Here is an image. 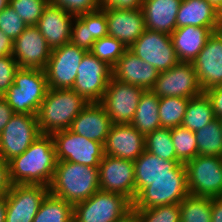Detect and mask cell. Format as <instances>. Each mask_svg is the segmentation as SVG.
I'll use <instances>...</instances> for the list:
<instances>
[{
  "mask_svg": "<svg viewBox=\"0 0 222 222\" xmlns=\"http://www.w3.org/2000/svg\"><path fill=\"white\" fill-rule=\"evenodd\" d=\"M56 163L52 135L41 134L25 152L9 161L12 183L49 187Z\"/></svg>",
  "mask_w": 222,
  "mask_h": 222,
  "instance_id": "cell-1",
  "label": "cell"
},
{
  "mask_svg": "<svg viewBox=\"0 0 222 222\" xmlns=\"http://www.w3.org/2000/svg\"><path fill=\"white\" fill-rule=\"evenodd\" d=\"M99 169L68 161H57L49 193L75 205L99 190Z\"/></svg>",
  "mask_w": 222,
  "mask_h": 222,
  "instance_id": "cell-2",
  "label": "cell"
},
{
  "mask_svg": "<svg viewBox=\"0 0 222 222\" xmlns=\"http://www.w3.org/2000/svg\"><path fill=\"white\" fill-rule=\"evenodd\" d=\"M88 104L72 89H48L37 113L41 134L52 135L69 129L73 120Z\"/></svg>",
  "mask_w": 222,
  "mask_h": 222,
  "instance_id": "cell-3",
  "label": "cell"
},
{
  "mask_svg": "<svg viewBox=\"0 0 222 222\" xmlns=\"http://www.w3.org/2000/svg\"><path fill=\"white\" fill-rule=\"evenodd\" d=\"M48 89L45 70L19 68L2 97L14 113L37 115Z\"/></svg>",
  "mask_w": 222,
  "mask_h": 222,
  "instance_id": "cell-4",
  "label": "cell"
},
{
  "mask_svg": "<svg viewBox=\"0 0 222 222\" xmlns=\"http://www.w3.org/2000/svg\"><path fill=\"white\" fill-rule=\"evenodd\" d=\"M132 211V202L118 193L98 190L74 205L73 222H117Z\"/></svg>",
  "mask_w": 222,
  "mask_h": 222,
  "instance_id": "cell-5",
  "label": "cell"
},
{
  "mask_svg": "<svg viewBox=\"0 0 222 222\" xmlns=\"http://www.w3.org/2000/svg\"><path fill=\"white\" fill-rule=\"evenodd\" d=\"M188 195L187 173L184 166L175 176H161L143 188L132 201V209L180 204Z\"/></svg>",
  "mask_w": 222,
  "mask_h": 222,
  "instance_id": "cell-6",
  "label": "cell"
},
{
  "mask_svg": "<svg viewBox=\"0 0 222 222\" xmlns=\"http://www.w3.org/2000/svg\"><path fill=\"white\" fill-rule=\"evenodd\" d=\"M185 167L189 194L222 197V157L197 155Z\"/></svg>",
  "mask_w": 222,
  "mask_h": 222,
  "instance_id": "cell-7",
  "label": "cell"
},
{
  "mask_svg": "<svg viewBox=\"0 0 222 222\" xmlns=\"http://www.w3.org/2000/svg\"><path fill=\"white\" fill-rule=\"evenodd\" d=\"M57 161H68L99 168L104 146L66 129L52 134Z\"/></svg>",
  "mask_w": 222,
  "mask_h": 222,
  "instance_id": "cell-8",
  "label": "cell"
},
{
  "mask_svg": "<svg viewBox=\"0 0 222 222\" xmlns=\"http://www.w3.org/2000/svg\"><path fill=\"white\" fill-rule=\"evenodd\" d=\"M41 135L37 115L15 113L0 133V158L9 162Z\"/></svg>",
  "mask_w": 222,
  "mask_h": 222,
  "instance_id": "cell-9",
  "label": "cell"
},
{
  "mask_svg": "<svg viewBox=\"0 0 222 222\" xmlns=\"http://www.w3.org/2000/svg\"><path fill=\"white\" fill-rule=\"evenodd\" d=\"M72 90L89 103H100L112 78V67L87 51L78 67Z\"/></svg>",
  "mask_w": 222,
  "mask_h": 222,
  "instance_id": "cell-10",
  "label": "cell"
},
{
  "mask_svg": "<svg viewBox=\"0 0 222 222\" xmlns=\"http://www.w3.org/2000/svg\"><path fill=\"white\" fill-rule=\"evenodd\" d=\"M145 89L111 78L100 101L112 124H130Z\"/></svg>",
  "mask_w": 222,
  "mask_h": 222,
  "instance_id": "cell-11",
  "label": "cell"
},
{
  "mask_svg": "<svg viewBox=\"0 0 222 222\" xmlns=\"http://www.w3.org/2000/svg\"><path fill=\"white\" fill-rule=\"evenodd\" d=\"M86 52L70 42L53 49L45 68L48 88L71 89Z\"/></svg>",
  "mask_w": 222,
  "mask_h": 222,
  "instance_id": "cell-12",
  "label": "cell"
},
{
  "mask_svg": "<svg viewBox=\"0 0 222 222\" xmlns=\"http://www.w3.org/2000/svg\"><path fill=\"white\" fill-rule=\"evenodd\" d=\"M129 49L159 72L169 70L179 62L171 36L166 33L145 29Z\"/></svg>",
  "mask_w": 222,
  "mask_h": 222,
  "instance_id": "cell-13",
  "label": "cell"
},
{
  "mask_svg": "<svg viewBox=\"0 0 222 222\" xmlns=\"http://www.w3.org/2000/svg\"><path fill=\"white\" fill-rule=\"evenodd\" d=\"M151 90L159 97L192 98L200 95V84L192 63L178 62L172 68L161 71Z\"/></svg>",
  "mask_w": 222,
  "mask_h": 222,
  "instance_id": "cell-14",
  "label": "cell"
},
{
  "mask_svg": "<svg viewBox=\"0 0 222 222\" xmlns=\"http://www.w3.org/2000/svg\"><path fill=\"white\" fill-rule=\"evenodd\" d=\"M99 188L135 199V169L131 160L104 154L99 165Z\"/></svg>",
  "mask_w": 222,
  "mask_h": 222,
  "instance_id": "cell-15",
  "label": "cell"
},
{
  "mask_svg": "<svg viewBox=\"0 0 222 222\" xmlns=\"http://www.w3.org/2000/svg\"><path fill=\"white\" fill-rule=\"evenodd\" d=\"M48 193L45 185L13 184L6 194L5 222H32Z\"/></svg>",
  "mask_w": 222,
  "mask_h": 222,
  "instance_id": "cell-16",
  "label": "cell"
},
{
  "mask_svg": "<svg viewBox=\"0 0 222 222\" xmlns=\"http://www.w3.org/2000/svg\"><path fill=\"white\" fill-rule=\"evenodd\" d=\"M52 49L36 26H28L13 41L12 56L20 68L45 70Z\"/></svg>",
  "mask_w": 222,
  "mask_h": 222,
  "instance_id": "cell-17",
  "label": "cell"
},
{
  "mask_svg": "<svg viewBox=\"0 0 222 222\" xmlns=\"http://www.w3.org/2000/svg\"><path fill=\"white\" fill-rule=\"evenodd\" d=\"M192 65L203 92L222 85V33L219 30L208 37Z\"/></svg>",
  "mask_w": 222,
  "mask_h": 222,
  "instance_id": "cell-18",
  "label": "cell"
},
{
  "mask_svg": "<svg viewBox=\"0 0 222 222\" xmlns=\"http://www.w3.org/2000/svg\"><path fill=\"white\" fill-rule=\"evenodd\" d=\"M103 146L104 154L134 162L145 151V136L131 124H112Z\"/></svg>",
  "mask_w": 222,
  "mask_h": 222,
  "instance_id": "cell-19",
  "label": "cell"
},
{
  "mask_svg": "<svg viewBox=\"0 0 222 222\" xmlns=\"http://www.w3.org/2000/svg\"><path fill=\"white\" fill-rule=\"evenodd\" d=\"M104 11L108 35L121 41L127 48H130L146 29L141 8H107Z\"/></svg>",
  "mask_w": 222,
  "mask_h": 222,
  "instance_id": "cell-20",
  "label": "cell"
},
{
  "mask_svg": "<svg viewBox=\"0 0 222 222\" xmlns=\"http://www.w3.org/2000/svg\"><path fill=\"white\" fill-rule=\"evenodd\" d=\"M159 73L154 66L141 60L129 48L112 67V78L145 90L153 87Z\"/></svg>",
  "mask_w": 222,
  "mask_h": 222,
  "instance_id": "cell-21",
  "label": "cell"
},
{
  "mask_svg": "<svg viewBox=\"0 0 222 222\" xmlns=\"http://www.w3.org/2000/svg\"><path fill=\"white\" fill-rule=\"evenodd\" d=\"M74 15L51 3L44 8L36 27L53 50L70 42Z\"/></svg>",
  "mask_w": 222,
  "mask_h": 222,
  "instance_id": "cell-22",
  "label": "cell"
},
{
  "mask_svg": "<svg viewBox=\"0 0 222 222\" xmlns=\"http://www.w3.org/2000/svg\"><path fill=\"white\" fill-rule=\"evenodd\" d=\"M111 120L100 103H89L73 120L69 128L74 133L104 145Z\"/></svg>",
  "mask_w": 222,
  "mask_h": 222,
  "instance_id": "cell-23",
  "label": "cell"
},
{
  "mask_svg": "<svg viewBox=\"0 0 222 222\" xmlns=\"http://www.w3.org/2000/svg\"><path fill=\"white\" fill-rule=\"evenodd\" d=\"M180 161H169L144 151L135 161V197L161 176H175L183 167Z\"/></svg>",
  "mask_w": 222,
  "mask_h": 222,
  "instance_id": "cell-24",
  "label": "cell"
},
{
  "mask_svg": "<svg viewBox=\"0 0 222 222\" xmlns=\"http://www.w3.org/2000/svg\"><path fill=\"white\" fill-rule=\"evenodd\" d=\"M219 27L184 26L176 28L171 40L179 62L192 63L204 48L208 37Z\"/></svg>",
  "mask_w": 222,
  "mask_h": 222,
  "instance_id": "cell-25",
  "label": "cell"
},
{
  "mask_svg": "<svg viewBox=\"0 0 222 222\" xmlns=\"http://www.w3.org/2000/svg\"><path fill=\"white\" fill-rule=\"evenodd\" d=\"M182 0H143L141 7L145 28L171 34L176 29V16Z\"/></svg>",
  "mask_w": 222,
  "mask_h": 222,
  "instance_id": "cell-26",
  "label": "cell"
},
{
  "mask_svg": "<svg viewBox=\"0 0 222 222\" xmlns=\"http://www.w3.org/2000/svg\"><path fill=\"white\" fill-rule=\"evenodd\" d=\"M184 26L220 27L217 10L206 0H182L176 16V28Z\"/></svg>",
  "mask_w": 222,
  "mask_h": 222,
  "instance_id": "cell-27",
  "label": "cell"
},
{
  "mask_svg": "<svg viewBox=\"0 0 222 222\" xmlns=\"http://www.w3.org/2000/svg\"><path fill=\"white\" fill-rule=\"evenodd\" d=\"M159 99L151 89L144 90L142 93L135 115L130 124L144 136L161 128Z\"/></svg>",
  "mask_w": 222,
  "mask_h": 222,
  "instance_id": "cell-28",
  "label": "cell"
},
{
  "mask_svg": "<svg viewBox=\"0 0 222 222\" xmlns=\"http://www.w3.org/2000/svg\"><path fill=\"white\" fill-rule=\"evenodd\" d=\"M215 119L210 98L205 92L189 99L181 126L196 132Z\"/></svg>",
  "mask_w": 222,
  "mask_h": 222,
  "instance_id": "cell-29",
  "label": "cell"
},
{
  "mask_svg": "<svg viewBox=\"0 0 222 222\" xmlns=\"http://www.w3.org/2000/svg\"><path fill=\"white\" fill-rule=\"evenodd\" d=\"M73 217L74 205L48 193L32 222H73Z\"/></svg>",
  "mask_w": 222,
  "mask_h": 222,
  "instance_id": "cell-30",
  "label": "cell"
},
{
  "mask_svg": "<svg viewBox=\"0 0 222 222\" xmlns=\"http://www.w3.org/2000/svg\"><path fill=\"white\" fill-rule=\"evenodd\" d=\"M194 133L198 155L222 157V126L218 118Z\"/></svg>",
  "mask_w": 222,
  "mask_h": 222,
  "instance_id": "cell-31",
  "label": "cell"
},
{
  "mask_svg": "<svg viewBox=\"0 0 222 222\" xmlns=\"http://www.w3.org/2000/svg\"><path fill=\"white\" fill-rule=\"evenodd\" d=\"M180 222H211L212 198L189 194L180 204Z\"/></svg>",
  "mask_w": 222,
  "mask_h": 222,
  "instance_id": "cell-32",
  "label": "cell"
},
{
  "mask_svg": "<svg viewBox=\"0 0 222 222\" xmlns=\"http://www.w3.org/2000/svg\"><path fill=\"white\" fill-rule=\"evenodd\" d=\"M145 151L164 160L179 161L172 142L171 128L161 127L145 136Z\"/></svg>",
  "mask_w": 222,
  "mask_h": 222,
  "instance_id": "cell-33",
  "label": "cell"
},
{
  "mask_svg": "<svg viewBox=\"0 0 222 222\" xmlns=\"http://www.w3.org/2000/svg\"><path fill=\"white\" fill-rule=\"evenodd\" d=\"M189 99L181 97H161L159 99V117L161 127L181 126Z\"/></svg>",
  "mask_w": 222,
  "mask_h": 222,
  "instance_id": "cell-34",
  "label": "cell"
},
{
  "mask_svg": "<svg viewBox=\"0 0 222 222\" xmlns=\"http://www.w3.org/2000/svg\"><path fill=\"white\" fill-rule=\"evenodd\" d=\"M172 142L175 147L176 158L186 163L198 155L195 133L183 126L171 128Z\"/></svg>",
  "mask_w": 222,
  "mask_h": 222,
  "instance_id": "cell-35",
  "label": "cell"
},
{
  "mask_svg": "<svg viewBox=\"0 0 222 222\" xmlns=\"http://www.w3.org/2000/svg\"><path fill=\"white\" fill-rule=\"evenodd\" d=\"M127 49L121 41L108 35L97 39L90 52L110 67H113Z\"/></svg>",
  "mask_w": 222,
  "mask_h": 222,
  "instance_id": "cell-36",
  "label": "cell"
},
{
  "mask_svg": "<svg viewBox=\"0 0 222 222\" xmlns=\"http://www.w3.org/2000/svg\"><path fill=\"white\" fill-rule=\"evenodd\" d=\"M132 210L136 213L139 222H180L179 204Z\"/></svg>",
  "mask_w": 222,
  "mask_h": 222,
  "instance_id": "cell-37",
  "label": "cell"
},
{
  "mask_svg": "<svg viewBox=\"0 0 222 222\" xmlns=\"http://www.w3.org/2000/svg\"><path fill=\"white\" fill-rule=\"evenodd\" d=\"M49 0H9L11 6L28 26H36Z\"/></svg>",
  "mask_w": 222,
  "mask_h": 222,
  "instance_id": "cell-38",
  "label": "cell"
},
{
  "mask_svg": "<svg viewBox=\"0 0 222 222\" xmlns=\"http://www.w3.org/2000/svg\"><path fill=\"white\" fill-rule=\"evenodd\" d=\"M27 27L28 25L11 6L0 12V30L12 41L17 39Z\"/></svg>",
  "mask_w": 222,
  "mask_h": 222,
  "instance_id": "cell-39",
  "label": "cell"
},
{
  "mask_svg": "<svg viewBox=\"0 0 222 222\" xmlns=\"http://www.w3.org/2000/svg\"><path fill=\"white\" fill-rule=\"evenodd\" d=\"M86 24L89 32V39H97L108 36V27L104 9H98L92 12L78 15Z\"/></svg>",
  "mask_w": 222,
  "mask_h": 222,
  "instance_id": "cell-40",
  "label": "cell"
},
{
  "mask_svg": "<svg viewBox=\"0 0 222 222\" xmlns=\"http://www.w3.org/2000/svg\"><path fill=\"white\" fill-rule=\"evenodd\" d=\"M49 3L61 7L74 16L100 9V0H49Z\"/></svg>",
  "mask_w": 222,
  "mask_h": 222,
  "instance_id": "cell-41",
  "label": "cell"
},
{
  "mask_svg": "<svg viewBox=\"0 0 222 222\" xmlns=\"http://www.w3.org/2000/svg\"><path fill=\"white\" fill-rule=\"evenodd\" d=\"M94 42V39H89L86 24L78 16H75L71 25L70 43L86 51H90Z\"/></svg>",
  "mask_w": 222,
  "mask_h": 222,
  "instance_id": "cell-42",
  "label": "cell"
},
{
  "mask_svg": "<svg viewBox=\"0 0 222 222\" xmlns=\"http://www.w3.org/2000/svg\"><path fill=\"white\" fill-rule=\"evenodd\" d=\"M19 68L13 56L0 57V97H2L13 84L15 73Z\"/></svg>",
  "mask_w": 222,
  "mask_h": 222,
  "instance_id": "cell-43",
  "label": "cell"
},
{
  "mask_svg": "<svg viewBox=\"0 0 222 222\" xmlns=\"http://www.w3.org/2000/svg\"><path fill=\"white\" fill-rule=\"evenodd\" d=\"M143 5V0H100V8L138 9Z\"/></svg>",
  "mask_w": 222,
  "mask_h": 222,
  "instance_id": "cell-44",
  "label": "cell"
},
{
  "mask_svg": "<svg viewBox=\"0 0 222 222\" xmlns=\"http://www.w3.org/2000/svg\"><path fill=\"white\" fill-rule=\"evenodd\" d=\"M210 98L215 118H222V85L204 91Z\"/></svg>",
  "mask_w": 222,
  "mask_h": 222,
  "instance_id": "cell-45",
  "label": "cell"
},
{
  "mask_svg": "<svg viewBox=\"0 0 222 222\" xmlns=\"http://www.w3.org/2000/svg\"><path fill=\"white\" fill-rule=\"evenodd\" d=\"M12 187L9 162L0 158V196L6 195Z\"/></svg>",
  "mask_w": 222,
  "mask_h": 222,
  "instance_id": "cell-46",
  "label": "cell"
},
{
  "mask_svg": "<svg viewBox=\"0 0 222 222\" xmlns=\"http://www.w3.org/2000/svg\"><path fill=\"white\" fill-rule=\"evenodd\" d=\"M14 111L3 97H0V133L14 115Z\"/></svg>",
  "mask_w": 222,
  "mask_h": 222,
  "instance_id": "cell-47",
  "label": "cell"
},
{
  "mask_svg": "<svg viewBox=\"0 0 222 222\" xmlns=\"http://www.w3.org/2000/svg\"><path fill=\"white\" fill-rule=\"evenodd\" d=\"M13 41L0 30V57L12 56Z\"/></svg>",
  "mask_w": 222,
  "mask_h": 222,
  "instance_id": "cell-48",
  "label": "cell"
},
{
  "mask_svg": "<svg viewBox=\"0 0 222 222\" xmlns=\"http://www.w3.org/2000/svg\"><path fill=\"white\" fill-rule=\"evenodd\" d=\"M211 222H222V197L212 198Z\"/></svg>",
  "mask_w": 222,
  "mask_h": 222,
  "instance_id": "cell-49",
  "label": "cell"
},
{
  "mask_svg": "<svg viewBox=\"0 0 222 222\" xmlns=\"http://www.w3.org/2000/svg\"><path fill=\"white\" fill-rule=\"evenodd\" d=\"M6 208H7L6 195L0 196V222H5Z\"/></svg>",
  "mask_w": 222,
  "mask_h": 222,
  "instance_id": "cell-50",
  "label": "cell"
},
{
  "mask_svg": "<svg viewBox=\"0 0 222 222\" xmlns=\"http://www.w3.org/2000/svg\"><path fill=\"white\" fill-rule=\"evenodd\" d=\"M117 222H139V219L136 213L132 210L131 212H129L126 216H124L122 219H120Z\"/></svg>",
  "mask_w": 222,
  "mask_h": 222,
  "instance_id": "cell-51",
  "label": "cell"
},
{
  "mask_svg": "<svg viewBox=\"0 0 222 222\" xmlns=\"http://www.w3.org/2000/svg\"><path fill=\"white\" fill-rule=\"evenodd\" d=\"M206 1L210 3L217 11L222 5V0H206Z\"/></svg>",
  "mask_w": 222,
  "mask_h": 222,
  "instance_id": "cell-52",
  "label": "cell"
},
{
  "mask_svg": "<svg viewBox=\"0 0 222 222\" xmlns=\"http://www.w3.org/2000/svg\"><path fill=\"white\" fill-rule=\"evenodd\" d=\"M9 6V0H0V12Z\"/></svg>",
  "mask_w": 222,
  "mask_h": 222,
  "instance_id": "cell-53",
  "label": "cell"
},
{
  "mask_svg": "<svg viewBox=\"0 0 222 222\" xmlns=\"http://www.w3.org/2000/svg\"><path fill=\"white\" fill-rule=\"evenodd\" d=\"M217 17H218L219 24H221L222 23V5L217 11Z\"/></svg>",
  "mask_w": 222,
  "mask_h": 222,
  "instance_id": "cell-54",
  "label": "cell"
},
{
  "mask_svg": "<svg viewBox=\"0 0 222 222\" xmlns=\"http://www.w3.org/2000/svg\"><path fill=\"white\" fill-rule=\"evenodd\" d=\"M219 31L222 33V23L220 24Z\"/></svg>",
  "mask_w": 222,
  "mask_h": 222,
  "instance_id": "cell-55",
  "label": "cell"
}]
</instances>
